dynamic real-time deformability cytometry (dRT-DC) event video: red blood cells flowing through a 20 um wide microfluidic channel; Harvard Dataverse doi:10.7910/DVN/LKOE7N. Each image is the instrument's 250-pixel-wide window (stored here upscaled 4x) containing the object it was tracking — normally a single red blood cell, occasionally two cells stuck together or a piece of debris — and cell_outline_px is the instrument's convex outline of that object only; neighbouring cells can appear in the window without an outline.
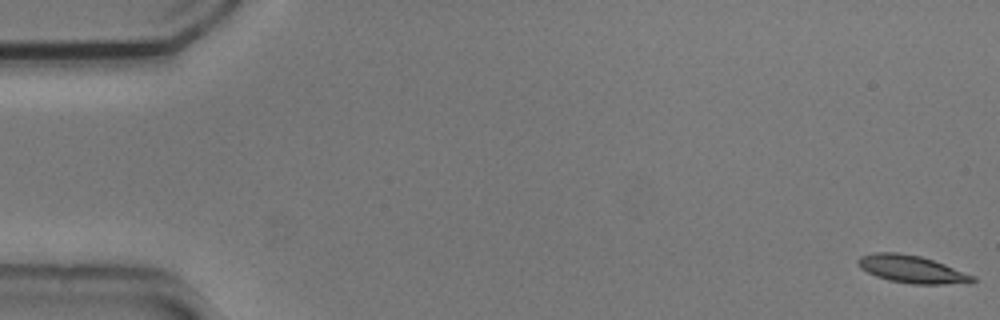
{"species": "common noctule bat (a hibernating species)", "species_latin": "Nyctalus noctula", "temperature_condition": "cold", "stored_images_in_passage": 52, "segment_of_instrument_passage": [1, 2], "camera_frame_rate_fps": 3000, "um_per_image_px": 0.085, "animal": {"sex": "male", "body_mass_g": 20.5, "forearm_length_mm": 52.5}, "frame": {"image": 1, "passage_image": 1, "time_ms": 0.0, "image_size_px": [1000, 320], "cell_outline_px": [[976, 280], [972, 284], [912, 284], [888, 280], [876, 276], [860, 268], [856, 264], [856, 260], [860, 256], [876, 252], [896, 252], [920, 256], [944, 264], [976, 276]], "centroid_in_image_um": [77.53, 22.89], "position_along_channel_um": 7.5, "area_um2": 18.61}}
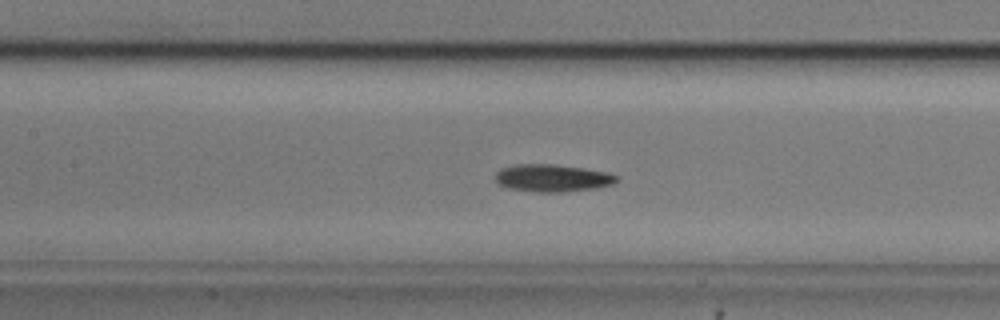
{"frame": {"image": 2, "passage_image": 25, "time_ms": 8.0, "image_size_px": [1000, 320], "cell_outline_px": [[620, 176], [612, 184], [596, 188], [564, 192], [536, 192], [508, 188], [496, 184], [496, 172], [500, 168], [516, 164], [552, 164], [584, 168], [608, 172]], "centroid_in_image_um": [46.93, 15.13], "position_along_channel_um": 160.5, "area_um2": 19.54}}
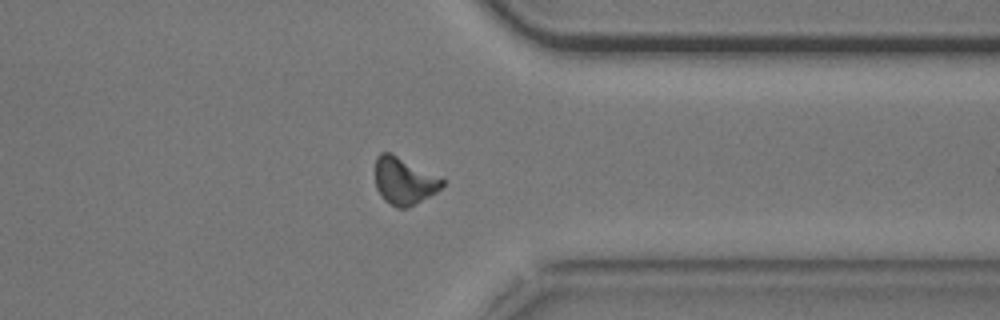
{"frame": {"image": 3, "passage_image": 43, "time_ms": 14.0, "image_size_px": [1000, 320], "cell_outline_px": [[448, 180], [436, 192], [408, 208], [396, 208], [384, 200], [380, 196], [376, 188], [376, 156], [380, 152], [392, 152], [444, 176]], "centroid_in_image_um": [34.4, 15.34], "position_along_channel_um": 377.0, "area_um2": 19.19}}